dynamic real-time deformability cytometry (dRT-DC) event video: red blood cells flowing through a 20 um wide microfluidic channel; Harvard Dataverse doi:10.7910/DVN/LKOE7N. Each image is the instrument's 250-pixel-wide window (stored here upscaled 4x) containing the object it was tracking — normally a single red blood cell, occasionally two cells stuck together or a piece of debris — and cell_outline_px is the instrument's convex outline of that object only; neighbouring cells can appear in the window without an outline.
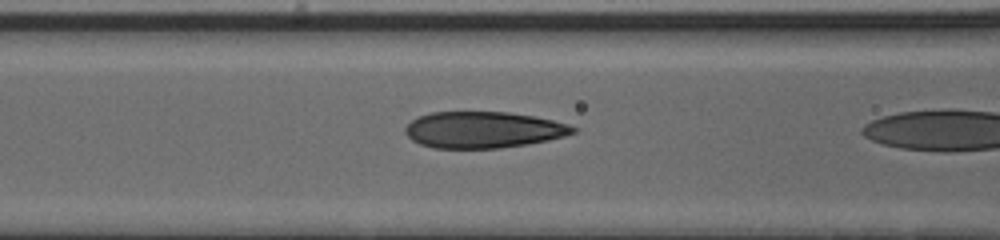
{"species": "human", "species_latin": "Homo sapiens", "temperature_condition": "cold", "stored_images_in_passage": 22, "camera_frame_rate_fps": 3000, "um_per_image_px": 0.085, "donor": {"sex": "male"}, "frame": {"image": 1, "passage_image": 21, "time_ms": 6.667, "image_size_px": [1000, 240], "cell_outline_px": [[576, 132], [564, 136], [548, 140], [528, 144], [500, 148], [432, 148], [420, 144], [412, 140], [404, 132], [404, 128], [416, 116], [432, 112], [508, 112], [532, 116], [552, 120], [568, 124], [576, 128]], "centroid_in_image_um": [41.04, 11.03], "position_along_channel_um": 125.6, "area_um2": 35.6}}